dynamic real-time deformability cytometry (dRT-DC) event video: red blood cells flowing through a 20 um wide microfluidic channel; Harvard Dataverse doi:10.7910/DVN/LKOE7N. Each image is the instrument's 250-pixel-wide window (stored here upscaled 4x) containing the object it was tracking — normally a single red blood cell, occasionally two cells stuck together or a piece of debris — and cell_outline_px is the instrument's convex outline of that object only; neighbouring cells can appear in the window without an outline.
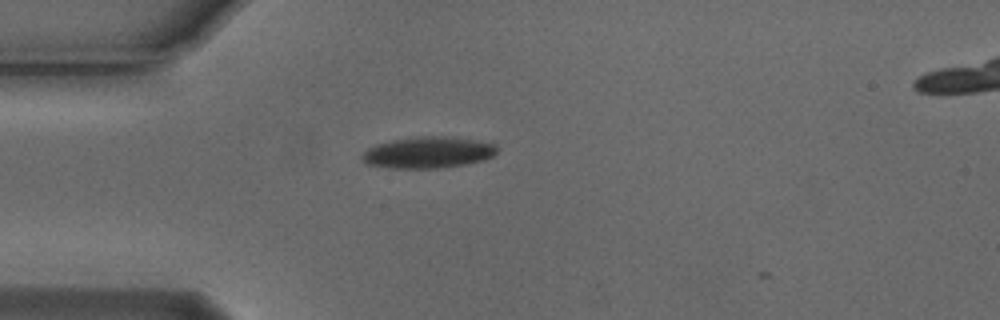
{"species": "Egyptian fruit bat (a non-hibernating species)", "species_latin": "Rousettus aegyptiacus", "temperature_condition": "cold", "stored_images_in_passage": 2, "camera_frame_rate_fps": 3000, "um_per_image_px": 0.085, "animal": {"sex": "male"}, "frame": {"image": 1, "passage_image": 1, "time_ms": 0.0, "image_size_px": [1000, 320], "cell_outline_px": [[496, 152], [492, 156], [484, 160], [464, 164], [440, 168], [388, 168], [368, 164], [360, 156], [368, 148], [376, 144], [392, 140], [416, 136], [444, 136], [472, 140], [496, 144]], "centroid_in_image_um": [36.35, 12.96], "position_along_channel_um": 48.6, "area_um2": 24.51}}